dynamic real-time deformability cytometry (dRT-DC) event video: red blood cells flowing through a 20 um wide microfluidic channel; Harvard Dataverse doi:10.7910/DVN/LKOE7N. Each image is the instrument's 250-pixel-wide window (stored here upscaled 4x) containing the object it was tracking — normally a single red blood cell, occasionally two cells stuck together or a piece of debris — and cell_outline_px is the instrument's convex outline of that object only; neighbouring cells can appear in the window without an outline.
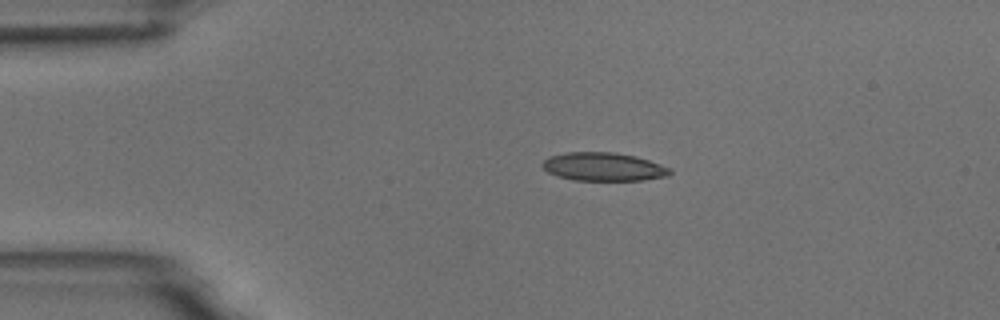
{"species": "common noctule bat (a hibernating species)", "species_latin": "Nyctalus noctula", "temperature_condition": "room temperature", "stored_images_in_passage": 4, "camera_frame_rate_fps": 3000, "um_per_image_px": 0.085, "animal": {"sex": "male", "body_mass_g": 18.8}, "frame": {"image": 1, "passage_image": 3, "time_ms": 2.333, "image_size_px": [1000, 320], "cell_outline_px": [[672, 172], [668, 176], [644, 180], [572, 180], [548, 172], [540, 164], [548, 156], [568, 152], [616, 152], [636, 156], [672, 168]], "centroid_in_image_um": [51.31, 14.17], "position_along_channel_um": 33.7, "area_um2": 21.15}}